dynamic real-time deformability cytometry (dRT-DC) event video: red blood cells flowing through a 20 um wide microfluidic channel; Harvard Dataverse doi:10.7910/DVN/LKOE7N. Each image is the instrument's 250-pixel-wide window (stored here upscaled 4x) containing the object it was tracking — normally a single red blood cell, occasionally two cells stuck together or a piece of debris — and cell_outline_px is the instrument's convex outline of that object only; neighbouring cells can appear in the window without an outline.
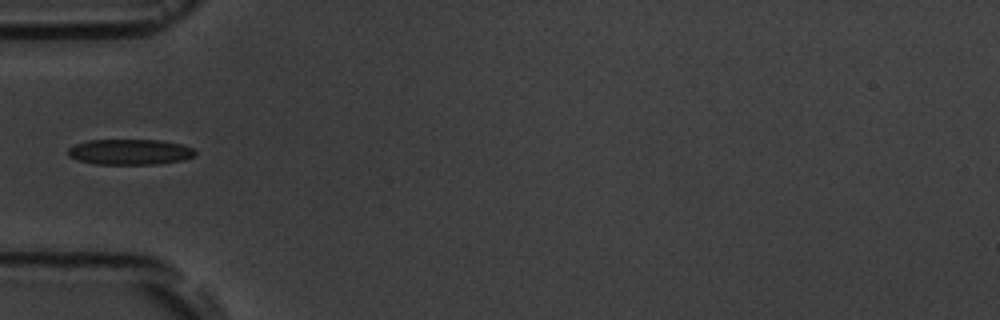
{"species": "common noctule bat (a hibernating species)", "species_latin": "Nyctalus noctula", "temperature_condition": "room temperature", "stored_images_in_passage": 3, "camera_frame_rate_fps": 3000, "um_per_image_px": 0.085, "animal": {"sex": "male", "body_mass_g": 19.5, "forearm_length_mm": 54.6}, "frame": {"image": 1, "passage_image": 3, "time_ms": 2.0, "image_size_px": [1000, 320], "cell_outline_px": [[196, 156], [184, 160], [156, 164], [96, 164], [76, 160], [68, 156], [68, 148], [76, 144], [88, 140], [160, 140], [180, 144], [192, 148], [196, 152]], "centroid_in_image_um": [11.04, 12.92], "position_along_channel_um": 74.0, "area_um2": 19.02}}